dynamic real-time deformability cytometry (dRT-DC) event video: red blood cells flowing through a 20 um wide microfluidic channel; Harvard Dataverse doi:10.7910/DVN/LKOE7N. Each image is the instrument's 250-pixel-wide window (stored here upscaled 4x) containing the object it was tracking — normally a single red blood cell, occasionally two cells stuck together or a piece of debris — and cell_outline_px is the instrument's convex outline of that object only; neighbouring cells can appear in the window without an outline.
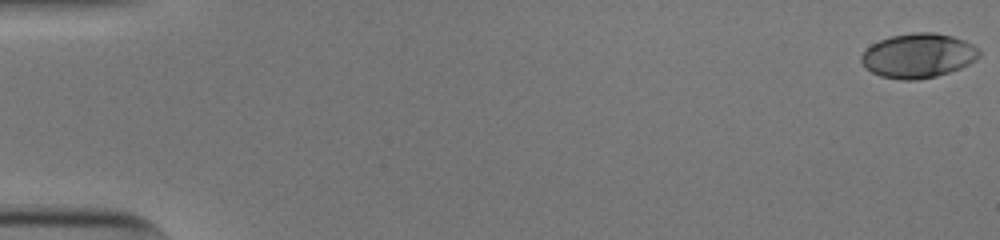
{"species": "human", "species_latin": "Homo sapiens", "temperature_condition": "cold", "stored_images_in_passage": 48, "camera_frame_rate_fps": 3000, "um_per_image_px": 0.085, "donor": {"sex": "male"}, "frame": {"image": 1, "passage_image": 1, "time_ms": 0.0, "image_size_px": [1000, 240], "cell_outline_px": [[980, 56], [976, 60], [960, 68], [936, 76], [916, 80], [900, 80], [880, 76], [872, 72], [860, 60], [860, 56], [872, 44], [880, 40], [892, 36], [912, 32], [932, 32], [952, 36], [964, 40], [980, 48]], "centroid_in_image_um": [78.07, 4.73], "position_along_channel_um": 6.9, "area_um2": 30.46}}
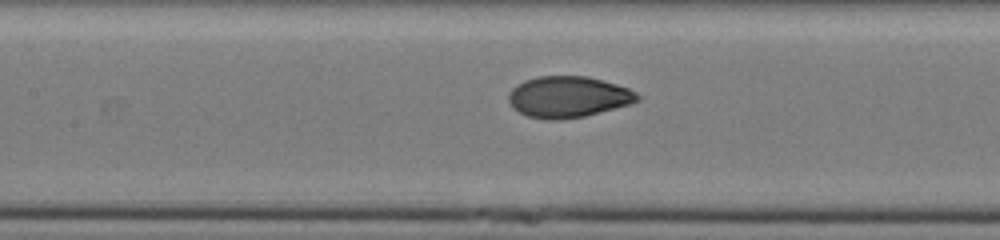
{"frame": {"image": 2, "passage_image": 26, "time_ms": 8.333, "image_size_px": [1000, 240], "cell_outline_px": [[640, 100], [632, 104], [584, 116], [560, 120], [548, 120], [528, 116], [512, 108], [508, 100], [508, 92], [516, 84], [524, 80], [540, 76], [584, 76], [604, 80], [628, 88], [636, 92], [640, 96]], "centroid_in_image_um": [48.29, 8.24], "position_along_channel_um": 159.1, "area_um2": 31.15}}
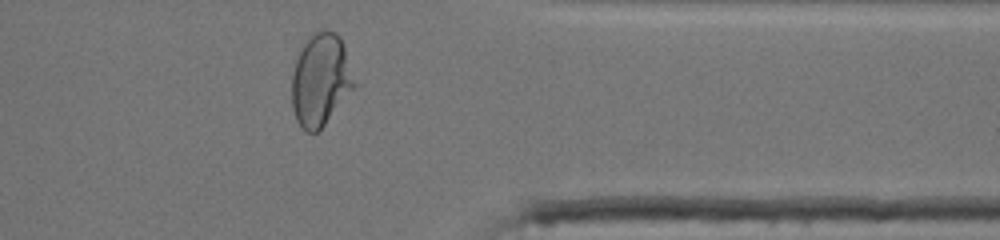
{"frame": {"image": 3, "passage_image": 44, "time_ms": 14.333, "image_size_px": [1000, 240], "cell_outline_px": [[356, 84], [324, 124], [316, 132], [304, 132], [296, 120], [292, 108], [292, 72], [296, 60], [304, 40], [312, 32], [324, 28], [328, 28], [336, 32], [340, 36], [344, 44]], "centroid_in_image_um": [27.23, 6.72], "position_along_channel_um": 384.2, "area_um2": 33.76}, "authors_computed_cell_mechanics": {"area_um2": 30.5473, "velocity_mm_per_s": 3.9026, "shape_relaxation_time_tau1_ms": 4.2379, "shape_relaxation_time_tau2_ms": null, "deformation_change_tau1": 0.1887, "deformation_change_tau2": null}}